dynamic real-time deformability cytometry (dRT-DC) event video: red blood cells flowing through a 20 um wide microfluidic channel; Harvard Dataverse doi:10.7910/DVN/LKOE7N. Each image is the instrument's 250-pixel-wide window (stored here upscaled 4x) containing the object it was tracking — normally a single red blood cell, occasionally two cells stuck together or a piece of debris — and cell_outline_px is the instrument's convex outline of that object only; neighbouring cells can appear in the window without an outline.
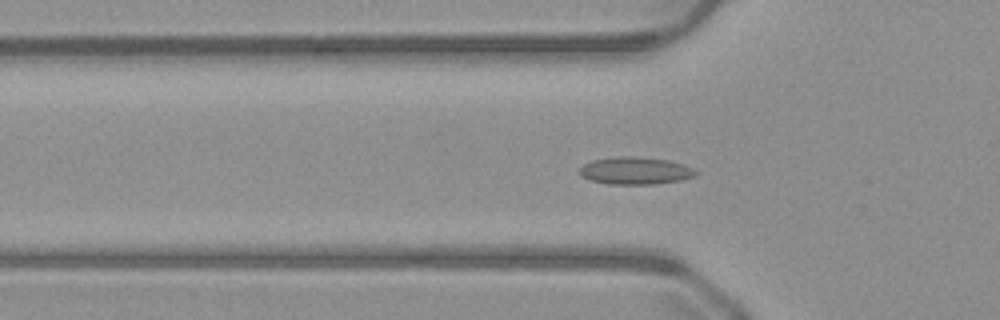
{"species": "common noctule bat (a hibernating species)", "species_latin": "Nyctalus noctula", "temperature_condition": "warm", "stored_images_in_passage": 40, "camera_frame_rate_fps": 3000, "um_per_image_px": 0.085, "animal": {"sex": "male", "body_mass_g": 23.1, "forearm_length_mm": 52.7}, "frame": {"image": 1, "passage_image": 5, "time_ms": 1.333, "image_size_px": [1000, 320], "cell_outline_px": [[696, 176], [680, 180], [652, 184], [608, 184], [588, 180], [580, 172], [580, 168], [584, 164], [592, 160], [616, 156], [636, 156], [668, 160], [684, 164], [692, 168], [696, 172]], "centroid_in_image_um": [53.99, 14.5], "position_along_channel_um": 71.8, "area_um2": 18.5}}
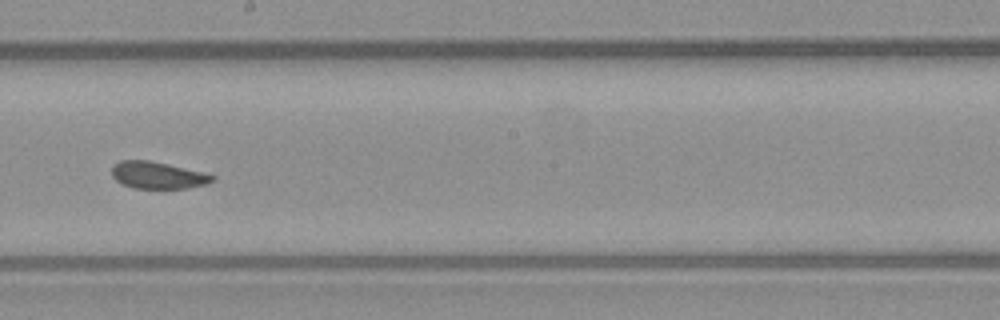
{"frame": {"image": 2, "passage_image": 17, "time_ms": 5.333, "image_size_px": [1000, 320], "cell_outline_px": [[216, 180], [208, 184], [188, 188], [132, 188], [116, 180], [112, 176], [112, 164], [120, 160], [148, 160], [168, 164], [204, 172], [216, 176]], "centroid_in_image_um": [13.43, 14.89], "position_along_channel_um": 234.8, "area_um2": 15.95}}
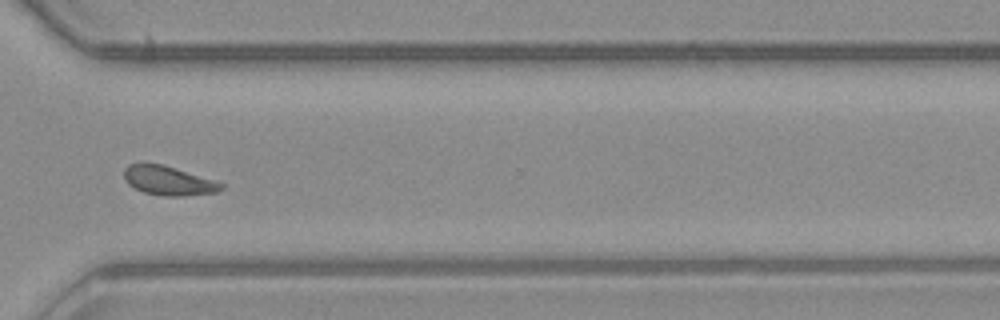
{"frame": {"image": 3, "passage_image": 26, "time_ms": 8.333, "image_size_px": [1000, 320], "cell_outline_px": [[224, 188], [216, 192], [184, 196], [164, 196], [144, 192], [128, 184], [124, 180], [124, 168], [128, 164], [144, 160], [160, 164], [212, 180], [224, 184]], "centroid_in_image_um": [14.22, 15.33], "position_along_channel_um": 356.4, "area_um2": 16.53}, "authors_computed_cell_mechanics": {"area_um2": 16.5308, "velocity_mm_per_s": 4.0553, "shape_relaxation_time_tau1_ms": null, "shape_relaxation_time_tau2_ms": 2.6724, "deformation_change_tau1": null, "deformation_change_tau2": 0.0682}}